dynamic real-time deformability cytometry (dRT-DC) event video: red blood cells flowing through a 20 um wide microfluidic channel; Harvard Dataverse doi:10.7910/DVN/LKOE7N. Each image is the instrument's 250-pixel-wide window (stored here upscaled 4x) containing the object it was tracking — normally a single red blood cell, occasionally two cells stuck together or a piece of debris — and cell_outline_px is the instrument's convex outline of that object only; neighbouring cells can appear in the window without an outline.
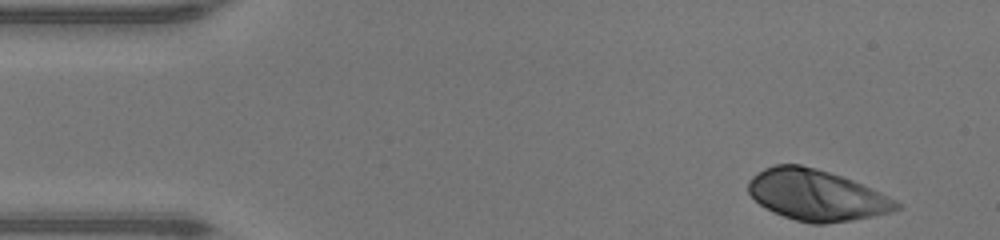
{"species": "human", "species_latin": "Homo sapiens", "temperature_condition": "warm", "stored_images_in_passage": 44, "camera_frame_rate_fps": 3000, "um_per_image_px": 0.085, "donor": {"sex": "male"}, "frame": {"image": 1, "passage_image": 1, "time_ms": 0.0, "image_size_px": [1000, 240], "cell_outline_px": [[900, 208], [888, 212], [872, 216], [852, 220], [824, 224], [812, 224], [796, 220], [772, 212], [760, 204], [748, 192], [748, 180], [752, 176], [764, 168], [776, 164], [800, 164], [816, 168], [852, 180], [880, 192], [896, 200], [900, 204]], "centroid_in_image_um": [69.36, 16.58], "position_along_channel_um": 15.6, "area_um2": 43.64}}
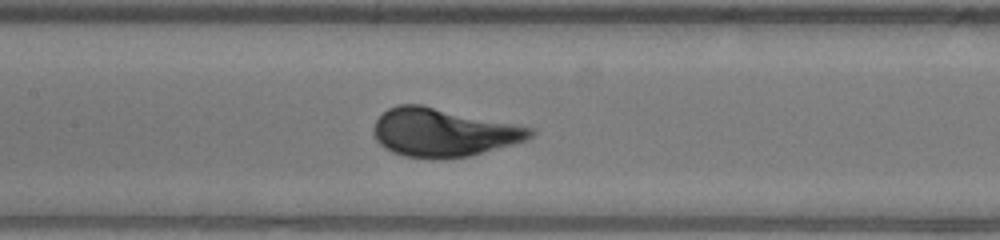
{"frame": {"image": 2, "passage_image": 19, "time_ms": 6.0, "image_size_px": [1000, 240], "cell_outline_px": [[536, 132], [528, 140], [472, 156], [404, 156], [392, 152], [384, 148], [376, 140], [372, 132], [372, 128], [376, 120], [388, 108], [396, 104], [420, 104], [536, 128]], "centroid_in_image_um": [37.7, 11.23], "position_along_channel_um": 169.7, "area_um2": 43.81}}
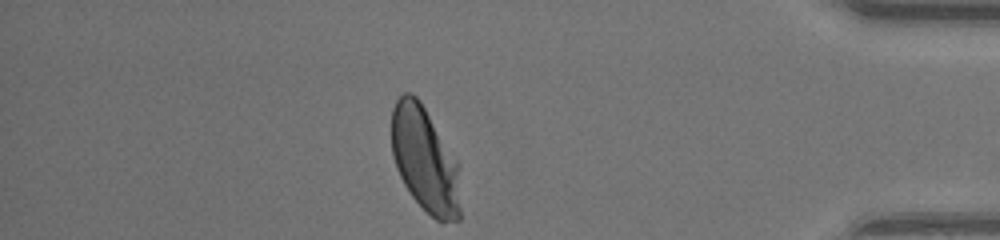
{"frame": {"image": 3, "passage_image": 38, "time_ms": 12.333, "image_size_px": [1000, 240], "cell_outline_px": [[460, 220], [436, 220], [412, 196], [404, 184], [396, 168], [392, 156], [392, 108], [396, 100], [404, 92], [412, 92], [420, 100], [456, 160], [460, 208]], "centroid_in_image_um": [36.07, 13.53], "position_along_channel_um": 399.1, "area_um2": 41.5}, "authors_computed_cell_mechanics": {"area_um2": 43.061, "velocity_mm_per_s": 4.3029, "shape_relaxation_time_tau1_ms": 1.9312, "shape_relaxation_time_tau2_ms": null, "deformation_change_tau1": 0.1483, "deformation_change_tau2": null}}